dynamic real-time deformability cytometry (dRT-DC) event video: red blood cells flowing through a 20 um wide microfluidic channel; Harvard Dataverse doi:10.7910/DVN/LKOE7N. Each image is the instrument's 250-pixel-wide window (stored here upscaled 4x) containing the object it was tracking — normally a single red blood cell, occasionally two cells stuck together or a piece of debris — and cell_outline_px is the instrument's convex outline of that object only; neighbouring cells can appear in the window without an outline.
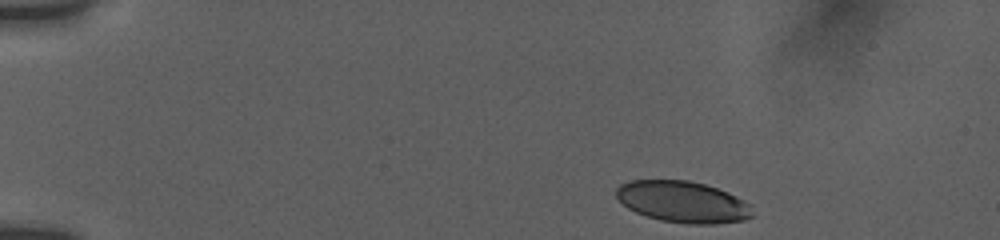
{"species": "human", "species_latin": "Homo sapiens", "temperature_condition": "room temperature", "stored_images_in_passage": 41, "camera_frame_rate_fps": 3000, "um_per_image_px": 0.085, "donor": {"sex": "female"}, "frame": {"image": 1, "passage_image": 1, "time_ms": 0.0, "image_size_px": [1000, 240], "cell_outline_px": [[752, 216], [744, 220], [716, 224], [688, 224], [660, 220], [636, 212], [628, 208], [616, 196], [616, 188], [620, 184], [628, 180], [688, 180], [704, 184], [728, 192], [752, 204]], "centroid_in_image_um": [58.05, 17.15], "position_along_channel_um": 26.9, "area_um2": 32.95}}
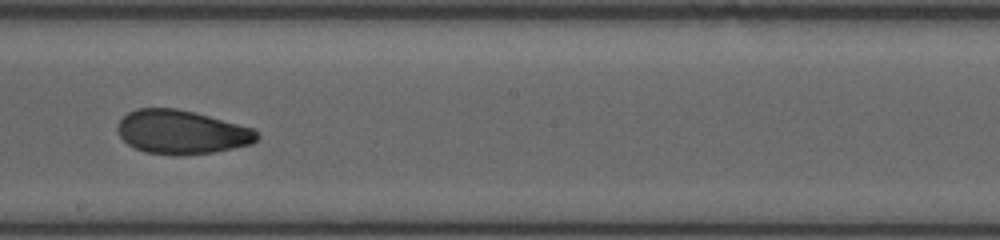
{"frame": {"image": 2, "passage_image": 22, "time_ms": 8.0, "image_size_px": [1000, 240], "cell_outline_px": [[260, 136], [252, 144], [212, 152], [144, 152], [128, 144], [120, 136], [116, 128], [116, 124], [128, 112], [136, 108], [176, 108], [256, 128]], "centroid_in_image_um": [15.45, 11.18], "position_along_channel_um": 232.8, "area_um2": 34.74}}
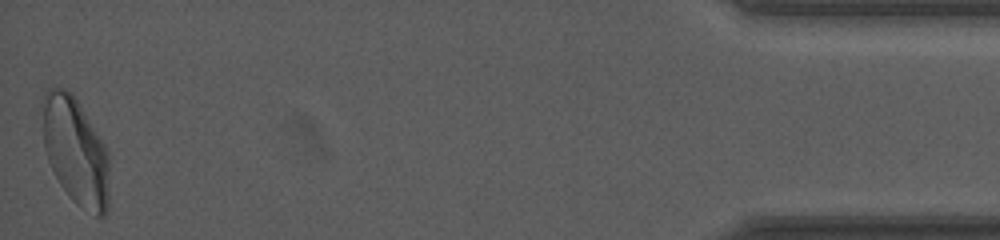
{"frame": {"image": 3, "passage_image": 41, "time_ms": 15.333, "image_size_px": [1000, 240], "cell_outline_px": [[108, 208], [104, 216], [96, 216], [76, 204], [72, 200], [60, 184], [48, 160], [44, 148], [40, 104], [44, 92], [48, 88], [64, 88], [72, 92], [104, 144], [108, 152]], "centroid_in_image_um": [6.38, 12.81], "position_along_channel_um": 428.8, "area_um2": 42.08}, "authors_computed_cell_mechanics": {"area_um2": 35.9516, "velocity_mm_per_s": 3.7731, "shape_relaxation_time_tau1_ms": 6.9889, "shape_relaxation_time_tau2_ms": 1.6325, "deformation_change_tau1": 0.1923, "deformation_change_tau2": 0.0697}}